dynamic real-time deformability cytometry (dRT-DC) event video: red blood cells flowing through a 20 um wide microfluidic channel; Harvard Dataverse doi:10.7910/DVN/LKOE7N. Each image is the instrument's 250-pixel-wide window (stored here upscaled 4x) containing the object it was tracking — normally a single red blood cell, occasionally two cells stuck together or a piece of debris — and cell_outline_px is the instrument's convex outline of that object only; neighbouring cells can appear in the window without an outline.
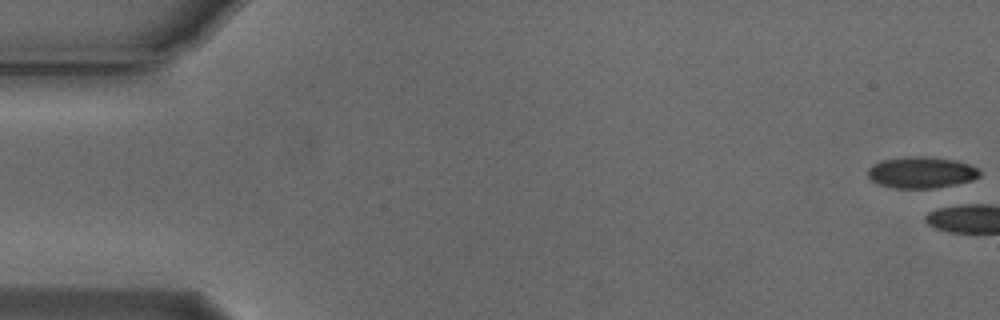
{"species": "Egyptian fruit bat (a non-hibernating species)", "species_latin": "Rousettus aegyptiacus", "temperature_condition": "cold", "stored_images_in_passage": 4, "camera_frame_rate_fps": 3000, "um_per_image_px": 0.085, "animal": {"sex": "male"}, "frame": {"image": 1, "passage_image": 1, "time_ms": 0.0, "image_size_px": [1000, 320], "cell_outline_px": [[980, 176], [972, 180], [932, 188], [892, 188], [880, 184], [872, 180], [868, 176], [868, 168], [872, 164], [884, 160], [908, 156], [924, 156], [956, 160], [968, 164], [976, 168], [980, 172]], "centroid_in_image_um": [78.29, 14.65], "position_along_channel_um": 6.7, "area_um2": 20.23}}